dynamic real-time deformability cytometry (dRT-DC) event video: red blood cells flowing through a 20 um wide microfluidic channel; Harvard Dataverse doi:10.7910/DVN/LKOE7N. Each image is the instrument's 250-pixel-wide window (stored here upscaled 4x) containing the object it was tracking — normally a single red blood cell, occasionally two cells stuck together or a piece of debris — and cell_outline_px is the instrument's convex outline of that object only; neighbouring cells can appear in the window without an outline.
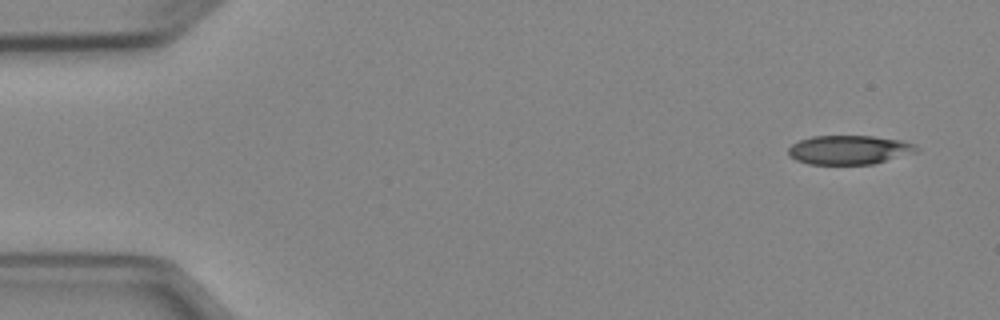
{"species": "Egyptian fruit bat (a non-hibernating species)", "species_latin": "Rousettus aegyptiacus", "temperature_condition": "cold", "stored_images_in_passage": 4, "camera_frame_rate_fps": 3000, "um_per_image_px": 0.085, "animal": {"sex": "female"}, "frame": {"image": 1, "passage_image": 1, "time_ms": 0.0, "image_size_px": [1000, 320], "cell_outline_px": [[920, 152], [872, 164], [808, 164], [796, 160], [788, 156], [788, 148], [792, 144], [800, 140], [812, 136], [872, 136], [900, 140], [916, 144], [920, 148]], "centroid_in_image_um": [72.21, 12.74], "position_along_channel_um": 12.8, "area_um2": 21.91}}
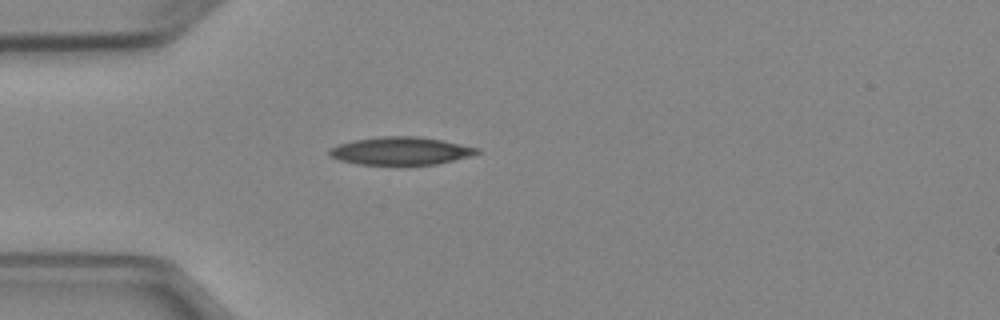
{"frame": {"image": 2, "passage_image": 4, "time_ms": 3.667, "image_size_px": [1000, 320], "cell_outline_px": [[480, 152], [468, 156], [436, 164], [360, 164], [340, 160], [328, 156], [328, 148], [352, 140], [380, 136], [420, 136], [444, 140], [480, 148]], "centroid_in_image_um": [34.03, 12.81], "position_along_channel_um": 51.0, "area_um2": 23.93}}